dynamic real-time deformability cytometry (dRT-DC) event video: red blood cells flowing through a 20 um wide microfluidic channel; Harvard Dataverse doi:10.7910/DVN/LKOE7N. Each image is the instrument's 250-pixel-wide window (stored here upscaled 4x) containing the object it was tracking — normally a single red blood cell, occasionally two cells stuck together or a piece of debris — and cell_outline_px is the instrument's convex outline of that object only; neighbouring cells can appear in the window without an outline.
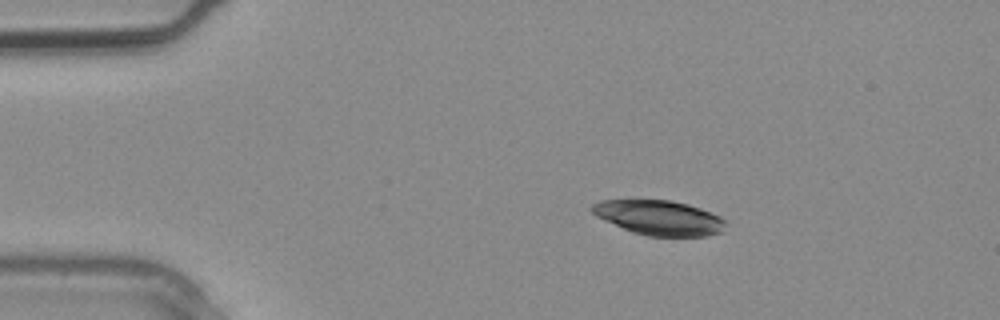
{"species": "common noctule bat (a hibernating species)", "species_latin": "Nyctalus noctula", "temperature_condition": "warm", "stored_images_in_passage": 2, "camera_frame_rate_fps": 3000, "um_per_image_px": 0.085, "animal": {"sex": "male", "body_mass_g": 20.4}, "frame": {"image": 1, "passage_image": 1, "time_ms": 0.0, "image_size_px": [1000, 320], "cell_outline_px": [[724, 224], [720, 232], [708, 236], [648, 236], [632, 232], [604, 220], [596, 216], [588, 208], [592, 204], [600, 200], [672, 200], [688, 204], [700, 208], [720, 216], [724, 220]], "centroid_in_image_um": [55.98, 18.49], "position_along_channel_um": 29.0, "area_um2": 26.99}}
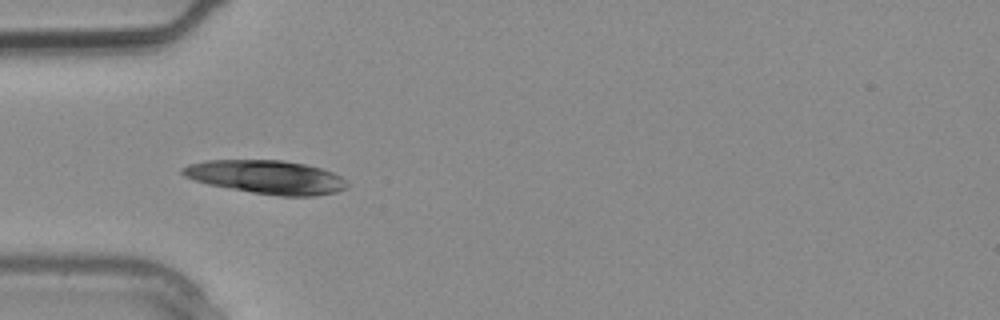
{"frame": {"image": 2, "passage_image": 2, "time_ms": 0.333, "image_size_px": [1000, 320], "cell_outline_px": [[348, 188], [336, 192], [312, 196], [280, 196], [252, 192], [208, 184], [184, 176], [180, 172], [180, 168], [188, 164], [204, 160], [280, 160], [304, 164], [320, 168], [332, 172], [340, 176], [348, 184]], "centroid_in_image_um": [22.63, 15.04], "position_along_channel_um": 62.4, "area_um2": 32.02}}